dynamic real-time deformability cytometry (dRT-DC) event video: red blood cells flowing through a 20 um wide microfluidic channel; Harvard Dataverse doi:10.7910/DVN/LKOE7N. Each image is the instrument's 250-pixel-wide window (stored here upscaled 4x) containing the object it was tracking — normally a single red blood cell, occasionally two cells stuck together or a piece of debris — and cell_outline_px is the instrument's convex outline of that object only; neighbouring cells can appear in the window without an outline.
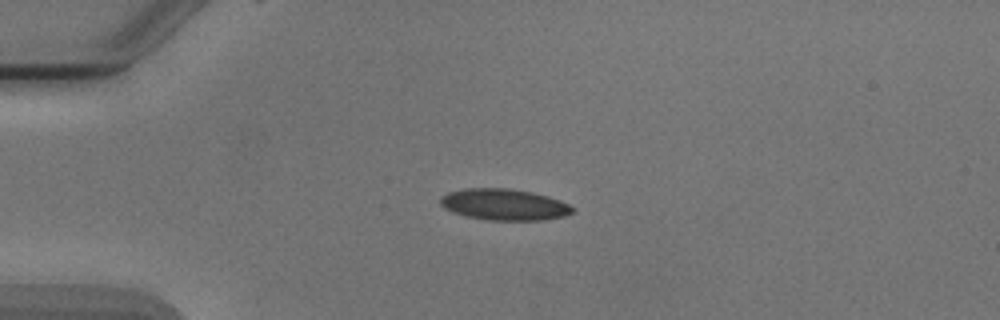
{"species": "Egyptian fruit bat (a non-hibernating species)", "species_latin": "Rousettus aegyptiacus", "temperature_condition": "cold", "stored_images_in_passage": 6, "camera_frame_rate_fps": 3000, "um_per_image_px": 0.085, "animal": {"sex": "male"}, "frame": {"image": 1, "passage_image": 3, "time_ms": 2.333, "image_size_px": [1000, 320], "cell_outline_px": [[576, 208], [572, 212], [564, 216], [544, 220], [488, 220], [468, 216], [452, 212], [444, 208], [440, 204], [440, 196], [448, 192], [464, 188], [512, 188], [532, 192], [548, 196], [560, 200]], "centroid_in_image_um": [42.85, 17.38], "position_along_channel_um": 42.2, "area_um2": 24.28}}
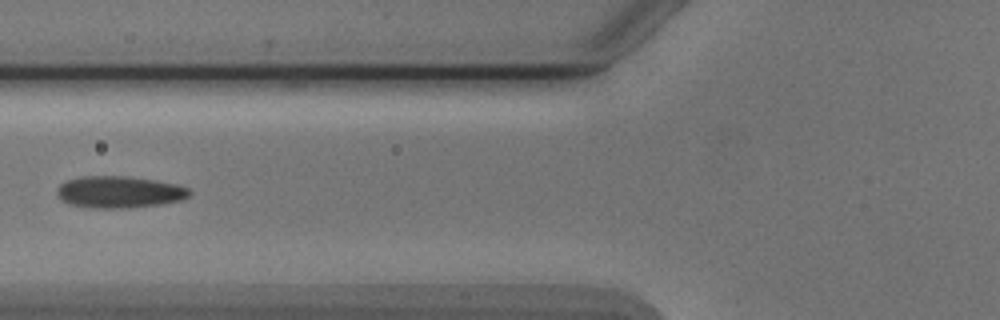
{"frame": {"image": 2, "passage_image": 5, "time_ms": 5.0, "image_size_px": [1000, 320], "cell_outline_px": [[192, 192], [188, 196], [180, 200], [160, 204], [132, 208], [92, 208], [68, 204], [60, 200], [56, 192], [56, 188], [60, 184], [68, 180], [80, 176], [124, 176], [156, 180], [176, 184], [188, 188]], "centroid_in_image_um": [10.1, 16.32], "position_along_channel_um": 115.7, "area_um2": 24.74}}
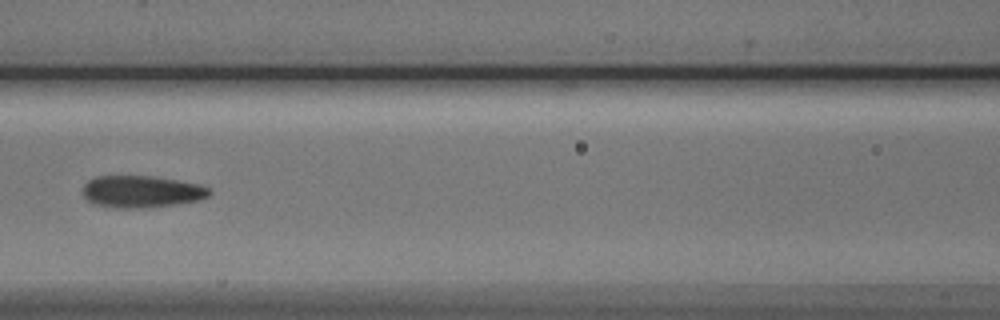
{"frame": {"image": 3, "passage_image": 6, "time_ms": 6.0, "image_size_px": [1000, 320], "cell_outline_px": [[212, 192], [208, 196], [200, 200], [180, 204], [144, 208], [116, 208], [92, 204], [84, 196], [84, 184], [88, 180], [96, 176], [152, 176], [200, 184], [208, 188]], "centroid_in_image_um": [12.04, 16.3], "position_along_channel_um": 154.6, "area_um2": 23.76}}